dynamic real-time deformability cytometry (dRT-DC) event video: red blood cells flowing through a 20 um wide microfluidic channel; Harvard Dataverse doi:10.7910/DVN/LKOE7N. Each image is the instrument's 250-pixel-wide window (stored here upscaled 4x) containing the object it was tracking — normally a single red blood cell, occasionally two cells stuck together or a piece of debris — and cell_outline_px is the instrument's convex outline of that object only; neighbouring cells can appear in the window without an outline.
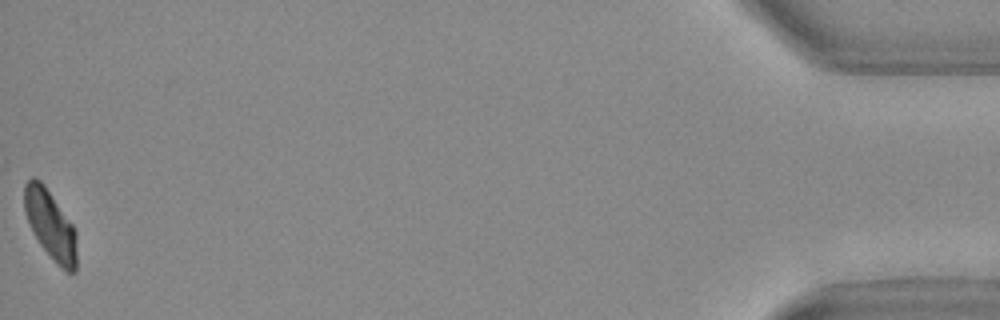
{"species": "Egyptian fruit bat (a non-hibernating species)", "species_latin": "Rousettus aegyptiacus", "temperature_condition": "warm", "stored_images_in_passage": 55, "camera_frame_rate_fps": 3000, "um_per_image_px": 0.085, "animal": {"sex": "female"}, "frame": {"image": 1, "passage_image": 55, "time_ms": 18.0, "image_size_px": [1000, 320], "cell_outline_px": [[76, 272], [68, 272], [40, 244], [32, 232], [24, 212], [24, 184], [32, 176], [40, 180], [44, 184], [72, 224], [76, 232]], "centroid_in_image_um": [4.26, 19.04], "position_along_channel_um": 430.9, "area_um2": 20.69}, "authors_computed_cell_mechanics": {"area_um2": 21.8484, "velocity_mm_per_s": 3.6996, "shape_relaxation_time_tau1_ms": 4.1287, "shape_relaxation_time_tau2_ms": 3.329, "deformation_change_tau1": 0.1381, "deformation_change_tau2": 0.0724}}